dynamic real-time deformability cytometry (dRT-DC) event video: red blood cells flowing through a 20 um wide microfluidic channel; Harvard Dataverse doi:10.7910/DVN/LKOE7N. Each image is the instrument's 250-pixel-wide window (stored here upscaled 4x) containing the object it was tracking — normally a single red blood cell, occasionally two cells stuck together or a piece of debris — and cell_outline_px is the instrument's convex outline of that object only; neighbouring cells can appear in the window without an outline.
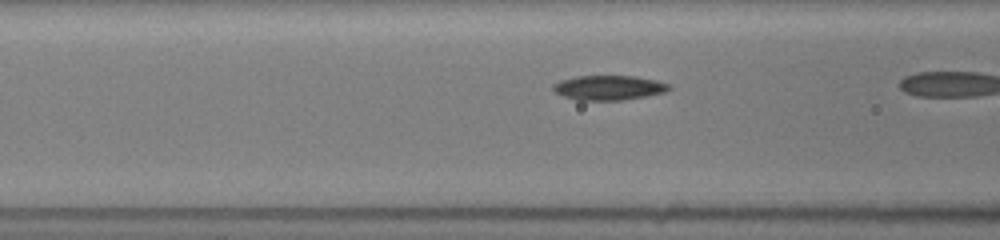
{"species": "common noctule bat (a hibernating species)", "species_latin": "Nyctalus noctula", "temperature_condition": "room temperature", "stored_images_in_passage": 14, "camera_frame_rate_fps": 3000, "um_per_image_px": 0.085, "animal": {"sex": "female", "body_mass_g": 19.5, "forearm_length_mm": 54.1}, "frame": {"image": 1, "passage_image": 5, "time_ms": 1.333, "image_size_px": [1000, 240], "cell_outline_px": [[672, 88], [664, 92], [644, 96], [620, 100], [576, 100], [552, 92], [552, 84], [560, 80], [576, 76], [636, 76], [656, 80], [668, 84]], "centroid_in_image_um": [51.68, 7.45], "position_along_channel_um": 114.9, "area_um2": 16.65}}
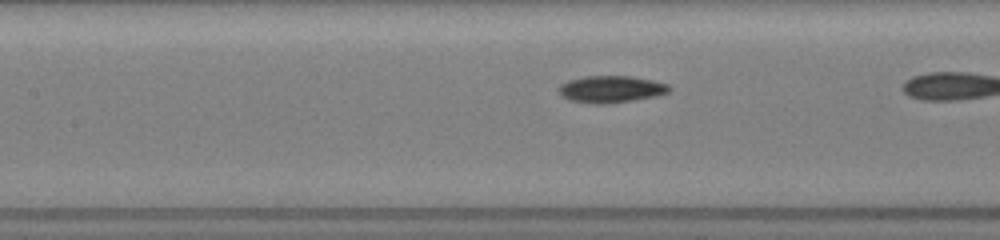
{"frame": {"image": 2, "passage_image": 8, "time_ms": 2.333, "image_size_px": [1000, 240], "cell_outline_px": [[672, 88], [668, 92], [656, 96], [608, 104], [592, 104], [568, 100], [560, 96], [556, 88], [560, 84], [568, 80], [584, 76], [632, 76], [652, 80], [668, 84]], "centroid_in_image_um": [51.88, 7.58], "position_along_channel_um": 155.5, "area_um2": 17.63}}